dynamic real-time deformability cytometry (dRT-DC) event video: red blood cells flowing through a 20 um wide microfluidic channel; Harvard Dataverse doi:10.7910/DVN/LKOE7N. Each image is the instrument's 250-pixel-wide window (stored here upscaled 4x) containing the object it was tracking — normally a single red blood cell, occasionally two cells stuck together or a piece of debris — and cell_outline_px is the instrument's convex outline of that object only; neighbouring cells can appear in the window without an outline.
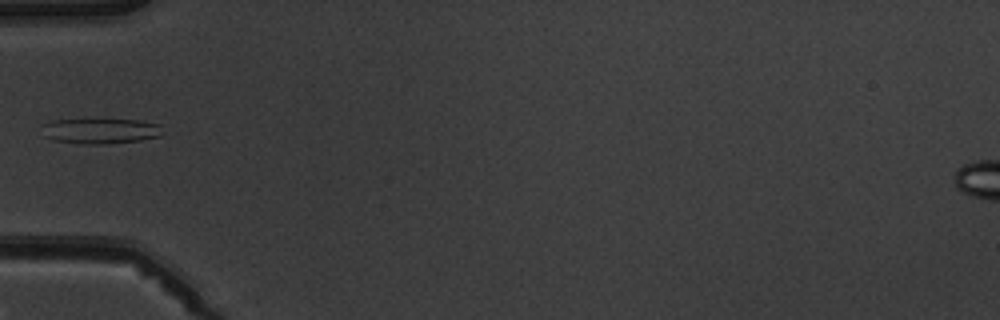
{"species": "common noctule bat (a hibernating species)", "species_latin": "Nyctalus noctula", "temperature_condition": "warm", "stored_images_in_passage": 4, "camera_frame_rate_fps": 3000, "um_per_image_px": 0.085, "animal": {"sex": "male", "body_mass_g": 19.5, "forearm_length_mm": 54.6}, "frame": {"image": 1, "passage_image": 4, "time_ms": 4.333, "image_size_px": [1000, 320], "cell_outline_px": [[160, 136], [140, 140], [108, 144], [84, 144], [52, 140], [44, 136], [40, 124], [52, 120], [136, 120], [160, 124]], "centroid_in_image_um": [8.47, 11.14], "position_along_channel_um": 76.5, "area_um2": 17.74}}